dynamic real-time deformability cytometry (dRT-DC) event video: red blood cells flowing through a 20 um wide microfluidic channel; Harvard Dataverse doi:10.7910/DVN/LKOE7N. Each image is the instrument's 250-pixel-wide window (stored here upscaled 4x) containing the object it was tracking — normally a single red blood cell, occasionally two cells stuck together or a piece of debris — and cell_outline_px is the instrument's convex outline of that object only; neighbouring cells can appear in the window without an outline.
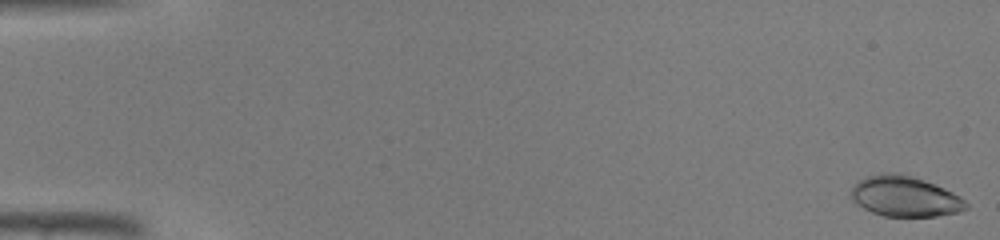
{"species": "common noctule bat (a hibernating species)", "species_latin": "Nyctalus noctula", "temperature_condition": "warm", "stored_images_in_passage": 45, "camera_frame_rate_fps": 3000, "um_per_image_px": 0.085, "animal": {"sex": "male", "body_mass_g": 19.0, "forearm_length_mm": 50.8}, "frame": {"image": 1, "passage_image": 1, "time_ms": 0.0, "image_size_px": [1000, 240], "cell_outline_px": [[968, 208], [960, 212], [936, 216], [884, 216], [872, 212], [856, 204], [852, 200], [852, 188], [860, 180], [868, 176], [884, 172], [900, 172], [924, 180], [944, 188], [960, 196], [968, 204]], "centroid_in_image_um": [76.93, 16.69], "position_along_channel_um": 8.1, "area_um2": 27.05}}
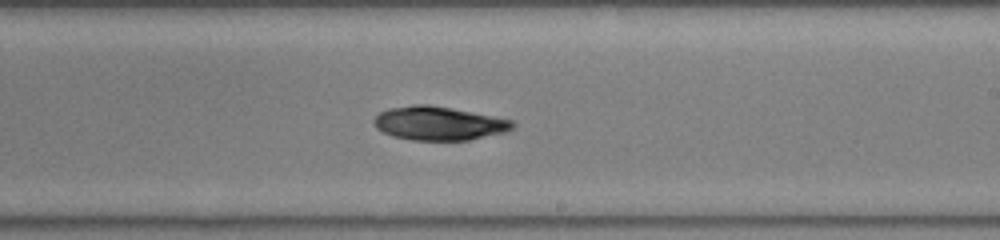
{"frame": {"image": 2, "passage_image": 28, "time_ms": 9.0, "image_size_px": [1000, 240], "cell_outline_px": [[516, 124], [512, 128], [504, 132], [468, 140], [412, 140], [392, 136], [376, 128], [372, 120], [380, 112], [388, 108], [416, 104], [428, 104], [452, 108], [512, 120]], "centroid_in_image_um": [37.26, 10.48], "position_along_channel_um": 251.7, "area_um2": 27.11}}
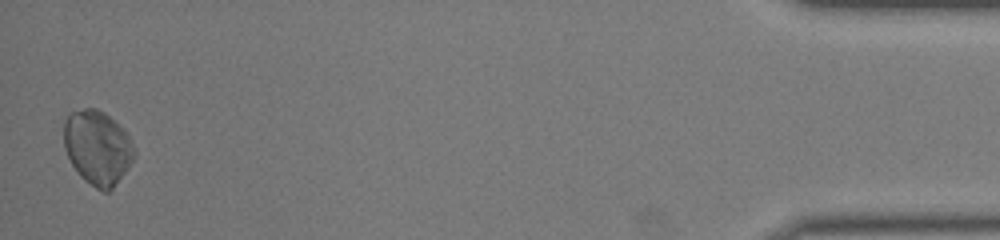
{"frame": {"image": 3, "passage_image": 45, "time_ms": 14.667, "image_size_px": [1000, 240], "cell_outline_px": [[136, 156], [112, 192], [104, 192], [96, 188], [84, 180], [80, 176], [72, 164], [64, 148], [64, 120], [68, 112], [84, 108], [96, 108], [104, 112], [128, 136], [136, 152]], "centroid_in_image_um": [8.28, 12.57], "position_along_channel_um": 426.9, "area_um2": 30.58}}